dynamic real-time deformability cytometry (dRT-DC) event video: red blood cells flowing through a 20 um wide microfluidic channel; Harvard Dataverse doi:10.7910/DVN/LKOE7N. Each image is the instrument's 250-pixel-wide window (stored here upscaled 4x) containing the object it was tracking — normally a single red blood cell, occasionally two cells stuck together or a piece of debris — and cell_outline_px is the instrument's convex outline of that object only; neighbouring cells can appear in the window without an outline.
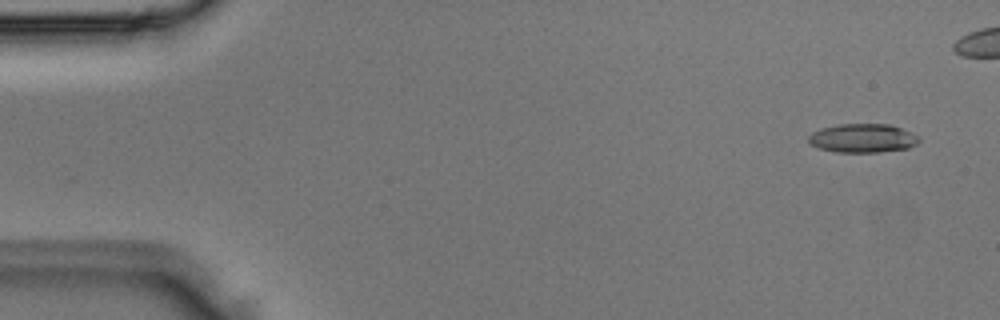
{"species": "Egyptian fruit bat (a non-hibernating species)", "species_latin": "Rousettus aegyptiacus", "temperature_condition": "room temperature", "stored_images_in_passage": 4, "camera_frame_rate_fps": 3000, "um_per_image_px": 0.085, "animal": {"sex": "male"}, "frame": {"image": 1, "passage_image": 1, "time_ms": 0.0, "image_size_px": [1000, 320], "cell_outline_px": [[920, 140], [916, 144], [908, 148], [876, 152], [836, 152], [816, 148], [808, 144], [808, 136], [812, 132], [820, 128], [836, 124], [888, 124], [900, 128], [920, 136]], "centroid_in_image_um": [73.27, 11.74], "position_along_channel_um": 11.7, "area_um2": 18.73}}